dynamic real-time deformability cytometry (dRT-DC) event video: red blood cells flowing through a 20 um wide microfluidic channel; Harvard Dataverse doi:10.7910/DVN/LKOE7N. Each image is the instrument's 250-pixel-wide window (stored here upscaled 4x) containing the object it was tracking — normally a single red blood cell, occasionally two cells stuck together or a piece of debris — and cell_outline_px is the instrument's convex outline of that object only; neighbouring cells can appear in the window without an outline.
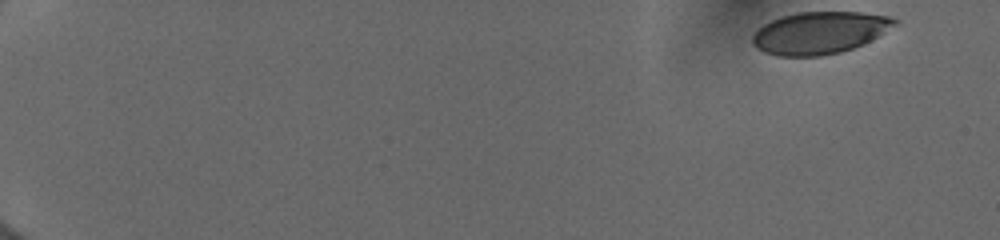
{"species": "human", "species_latin": "Homo sapiens", "temperature_condition": "cold", "stored_images_in_passage": 51, "camera_frame_rate_fps": 3000, "um_per_image_px": 0.085, "donor": {"sex": "female"}, "frame": {"image": 1, "passage_image": 1, "time_ms": 0.0, "image_size_px": [1000, 240], "cell_outline_px": [[900, 20], [896, 24], [864, 44], [840, 52], [820, 56], [776, 56], [764, 52], [756, 48], [752, 44], [752, 36], [764, 24], [780, 16], [796, 12], [860, 12], [892, 16]], "centroid_in_image_um": [69.66, 2.78], "position_along_channel_um": 15.3, "area_um2": 34.97}}
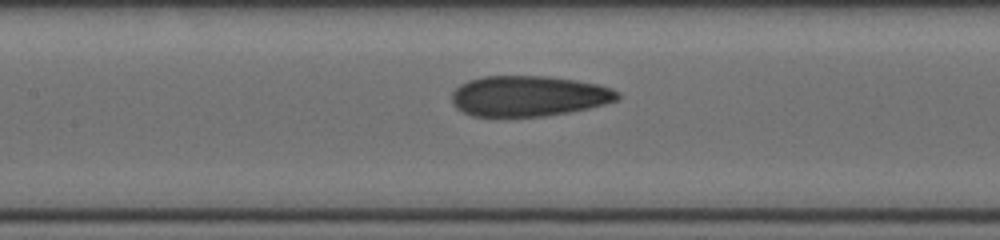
{"frame": {"image": 2, "passage_image": 26, "time_ms": 8.333, "image_size_px": [1000, 240], "cell_outline_px": [[620, 96], [616, 100], [604, 104], [588, 108], [568, 112], [544, 116], [472, 116], [456, 108], [452, 104], [452, 92], [460, 84], [468, 80], [484, 76], [548, 76], [576, 80], [600, 84], [612, 88], [620, 92]], "centroid_in_image_um": [44.94, 8.15], "position_along_channel_um": 162.5, "area_um2": 39.3}}
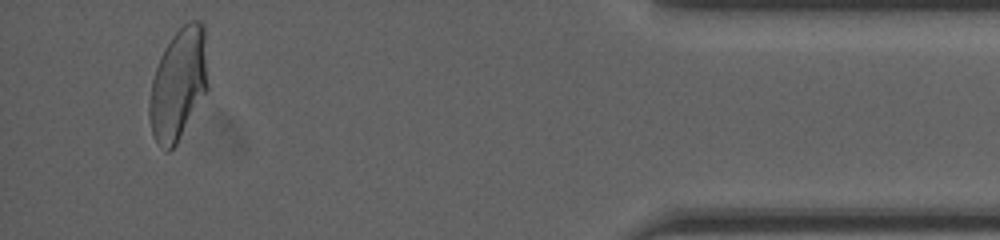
{"frame": {"image": 3, "passage_image": 49, "time_ms": 16.0, "image_size_px": [1000, 240], "cell_outline_px": [[208, 88], [176, 144], [168, 152], [164, 152], [156, 144], [152, 136], [148, 116], [148, 100], [152, 80], [160, 56], [164, 48], [172, 36], [188, 20], [200, 20], [204, 24], [208, 84]], "centroid_in_image_um": [15.13, 7.17], "position_along_channel_um": 420.1, "area_um2": 38.38}, "authors_computed_cell_mechanics": {"area_um2": 38.3214, "velocity_mm_per_s": 4.0004, "shape_relaxation_time_tau1_ms": null, "shape_relaxation_time_tau2_ms": 1.217, "deformation_change_tau1": null, "deformation_change_tau2": 0.0729}}